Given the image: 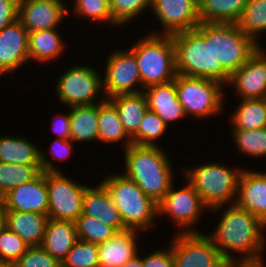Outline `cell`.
<instances>
[{
    "mask_svg": "<svg viewBox=\"0 0 266 267\" xmlns=\"http://www.w3.org/2000/svg\"><path fill=\"white\" fill-rule=\"evenodd\" d=\"M222 218L210 234L214 245L220 250L226 261L232 260H259L262 259V253L265 248V238L263 228L266 227L257 216H254L247 210L239 208L236 204L218 207L211 210L222 209ZM238 252L243 257H233L231 253Z\"/></svg>",
    "mask_w": 266,
    "mask_h": 267,
    "instance_id": "1",
    "label": "cell"
},
{
    "mask_svg": "<svg viewBox=\"0 0 266 267\" xmlns=\"http://www.w3.org/2000/svg\"><path fill=\"white\" fill-rule=\"evenodd\" d=\"M195 30L204 40H211L215 80L223 85L258 51L259 42L246 35L237 23H200Z\"/></svg>",
    "mask_w": 266,
    "mask_h": 267,
    "instance_id": "2",
    "label": "cell"
},
{
    "mask_svg": "<svg viewBox=\"0 0 266 267\" xmlns=\"http://www.w3.org/2000/svg\"><path fill=\"white\" fill-rule=\"evenodd\" d=\"M125 171L143 192L157 204L174 182L172 162L159 146L131 144L124 150Z\"/></svg>",
    "mask_w": 266,
    "mask_h": 267,
    "instance_id": "3",
    "label": "cell"
},
{
    "mask_svg": "<svg viewBox=\"0 0 266 267\" xmlns=\"http://www.w3.org/2000/svg\"><path fill=\"white\" fill-rule=\"evenodd\" d=\"M101 183L108 190L116 205L124 227L141 231L150 228L158 217L157 203L125 174H112Z\"/></svg>",
    "mask_w": 266,
    "mask_h": 267,
    "instance_id": "4",
    "label": "cell"
},
{
    "mask_svg": "<svg viewBox=\"0 0 266 267\" xmlns=\"http://www.w3.org/2000/svg\"><path fill=\"white\" fill-rule=\"evenodd\" d=\"M135 54L143 89L173 81L177 75L171 35L147 34L130 47Z\"/></svg>",
    "mask_w": 266,
    "mask_h": 267,
    "instance_id": "5",
    "label": "cell"
},
{
    "mask_svg": "<svg viewBox=\"0 0 266 267\" xmlns=\"http://www.w3.org/2000/svg\"><path fill=\"white\" fill-rule=\"evenodd\" d=\"M242 170L228 168L222 163H205L183 171L187 181L200 195L210 211L225 205H234L238 180Z\"/></svg>",
    "mask_w": 266,
    "mask_h": 267,
    "instance_id": "6",
    "label": "cell"
},
{
    "mask_svg": "<svg viewBox=\"0 0 266 267\" xmlns=\"http://www.w3.org/2000/svg\"><path fill=\"white\" fill-rule=\"evenodd\" d=\"M177 97L186 117L196 119L215 116L224 107V86L217 80L177 74L175 79Z\"/></svg>",
    "mask_w": 266,
    "mask_h": 267,
    "instance_id": "7",
    "label": "cell"
},
{
    "mask_svg": "<svg viewBox=\"0 0 266 267\" xmlns=\"http://www.w3.org/2000/svg\"><path fill=\"white\" fill-rule=\"evenodd\" d=\"M172 39L177 74L215 80L211 40H204L195 29L176 33L172 35Z\"/></svg>",
    "mask_w": 266,
    "mask_h": 267,
    "instance_id": "8",
    "label": "cell"
},
{
    "mask_svg": "<svg viewBox=\"0 0 266 267\" xmlns=\"http://www.w3.org/2000/svg\"><path fill=\"white\" fill-rule=\"evenodd\" d=\"M48 217L76 221L82 214L83 197L88 185L78 183L61 172H46Z\"/></svg>",
    "mask_w": 266,
    "mask_h": 267,
    "instance_id": "9",
    "label": "cell"
},
{
    "mask_svg": "<svg viewBox=\"0 0 266 267\" xmlns=\"http://www.w3.org/2000/svg\"><path fill=\"white\" fill-rule=\"evenodd\" d=\"M91 66L74 65L60 76L55 91L67 107L96 104L103 91L102 76Z\"/></svg>",
    "mask_w": 266,
    "mask_h": 267,
    "instance_id": "10",
    "label": "cell"
},
{
    "mask_svg": "<svg viewBox=\"0 0 266 267\" xmlns=\"http://www.w3.org/2000/svg\"><path fill=\"white\" fill-rule=\"evenodd\" d=\"M174 235L173 267H224L226 260L208 235L201 232Z\"/></svg>",
    "mask_w": 266,
    "mask_h": 267,
    "instance_id": "11",
    "label": "cell"
},
{
    "mask_svg": "<svg viewBox=\"0 0 266 267\" xmlns=\"http://www.w3.org/2000/svg\"><path fill=\"white\" fill-rule=\"evenodd\" d=\"M157 207L158 217L166 214L171 217L173 224L180 225L181 230L178 233H200L199 230L193 229V225L199 221L200 215L203 214L202 211L208 210L200 195L189 182L179 190L172 184Z\"/></svg>",
    "mask_w": 266,
    "mask_h": 267,
    "instance_id": "12",
    "label": "cell"
},
{
    "mask_svg": "<svg viewBox=\"0 0 266 267\" xmlns=\"http://www.w3.org/2000/svg\"><path fill=\"white\" fill-rule=\"evenodd\" d=\"M106 60L105 74L102 77L103 92L106 99L118 95L128 93L142 92V88L137 89V85H141V77L135 54L130 50H115Z\"/></svg>",
    "mask_w": 266,
    "mask_h": 267,
    "instance_id": "13",
    "label": "cell"
},
{
    "mask_svg": "<svg viewBox=\"0 0 266 267\" xmlns=\"http://www.w3.org/2000/svg\"><path fill=\"white\" fill-rule=\"evenodd\" d=\"M151 10L163 26V33L152 34L172 36L194 30L201 23L198 0H153Z\"/></svg>",
    "mask_w": 266,
    "mask_h": 267,
    "instance_id": "14",
    "label": "cell"
},
{
    "mask_svg": "<svg viewBox=\"0 0 266 267\" xmlns=\"http://www.w3.org/2000/svg\"><path fill=\"white\" fill-rule=\"evenodd\" d=\"M63 0H19L18 20L30 33L40 30L58 29L71 11ZM70 12V13H69Z\"/></svg>",
    "mask_w": 266,
    "mask_h": 267,
    "instance_id": "15",
    "label": "cell"
},
{
    "mask_svg": "<svg viewBox=\"0 0 266 267\" xmlns=\"http://www.w3.org/2000/svg\"><path fill=\"white\" fill-rule=\"evenodd\" d=\"M28 45L29 32L18 19L0 31V76L30 61Z\"/></svg>",
    "mask_w": 266,
    "mask_h": 267,
    "instance_id": "16",
    "label": "cell"
},
{
    "mask_svg": "<svg viewBox=\"0 0 266 267\" xmlns=\"http://www.w3.org/2000/svg\"><path fill=\"white\" fill-rule=\"evenodd\" d=\"M227 85L235 87L240 99L264 98L266 96V58L256 51L230 76Z\"/></svg>",
    "mask_w": 266,
    "mask_h": 267,
    "instance_id": "17",
    "label": "cell"
},
{
    "mask_svg": "<svg viewBox=\"0 0 266 267\" xmlns=\"http://www.w3.org/2000/svg\"><path fill=\"white\" fill-rule=\"evenodd\" d=\"M5 210L48 214L46 172L31 182L19 185L4 196Z\"/></svg>",
    "mask_w": 266,
    "mask_h": 267,
    "instance_id": "18",
    "label": "cell"
},
{
    "mask_svg": "<svg viewBox=\"0 0 266 267\" xmlns=\"http://www.w3.org/2000/svg\"><path fill=\"white\" fill-rule=\"evenodd\" d=\"M32 141L19 136H0V161L9 164H41L42 172H60Z\"/></svg>",
    "mask_w": 266,
    "mask_h": 267,
    "instance_id": "19",
    "label": "cell"
},
{
    "mask_svg": "<svg viewBox=\"0 0 266 267\" xmlns=\"http://www.w3.org/2000/svg\"><path fill=\"white\" fill-rule=\"evenodd\" d=\"M235 204L266 224V173L243 169L238 180Z\"/></svg>",
    "mask_w": 266,
    "mask_h": 267,
    "instance_id": "20",
    "label": "cell"
},
{
    "mask_svg": "<svg viewBox=\"0 0 266 267\" xmlns=\"http://www.w3.org/2000/svg\"><path fill=\"white\" fill-rule=\"evenodd\" d=\"M139 231L117 232L112 238L98 244V267H121L138 254Z\"/></svg>",
    "mask_w": 266,
    "mask_h": 267,
    "instance_id": "21",
    "label": "cell"
},
{
    "mask_svg": "<svg viewBox=\"0 0 266 267\" xmlns=\"http://www.w3.org/2000/svg\"><path fill=\"white\" fill-rule=\"evenodd\" d=\"M82 214L95 217L105 224L112 226L117 232L127 230L112 201L106 187L99 183L97 187H87L83 197Z\"/></svg>",
    "mask_w": 266,
    "mask_h": 267,
    "instance_id": "22",
    "label": "cell"
},
{
    "mask_svg": "<svg viewBox=\"0 0 266 267\" xmlns=\"http://www.w3.org/2000/svg\"><path fill=\"white\" fill-rule=\"evenodd\" d=\"M145 90V91H144ZM143 90L149 110L154 111L165 124L186 117L182 104L177 97L175 81L152 85Z\"/></svg>",
    "mask_w": 266,
    "mask_h": 267,
    "instance_id": "23",
    "label": "cell"
},
{
    "mask_svg": "<svg viewBox=\"0 0 266 267\" xmlns=\"http://www.w3.org/2000/svg\"><path fill=\"white\" fill-rule=\"evenodd\" d=\"M48 219L46 214L15 210L4 211V225L21 237L30 247L41 246Z\"/></svg>",
    "mask_w": 266,
    "mask_h": 267,
    "instance_id": "24",
    "label": "cell"
},
{
    "mask_svg": "<svg viewBox=\"0 0 266 267\" xmlns=\"http://www.w3.org/2000/svg\"><path fill=\"white\" fill-rule=\"evenodd\" d=\"M77 240V229L74 221L49 218L41 246L53 258L62 263Z\"/></svg>",
    "mask_w": 266,
    "mask_h": 267,
    "instance_id": "25",
    "label": "cell"
},
{
    "mask_svg": "<svg viewBox=\"0 0 266 267\" xmlns=\"http://www.w3.org/2000/svg\"><path fill=\"white\" fill-rule=\"evenodd\" d=\"M107 100L117 110L124 129L132 138L138 132L141 120L148 110L143 91L139 93L118 94Z\"/></svg>",
    "mask_w": 266,
    "mask_h": 267,
    "instance_id": "26",
    "label": "cell"
},
{
    "mask_svg": "<svg viewBox=\"0 0 266 267\" xmlns=\"http://www.w3.org/2000/svg\"><path fill=\"white\" fill-rule=\"evenodd\" d=\"M93 105L69 107L70 139L73 142H92L98 140V103Z\"/></svg>",
    "mask_w": 266,
    "mask_h": 267,
    "instance_id": "27",
    "label": "cell"
},
{
    "mask_svg": "<svg viewBox=\"0 0 266 267\" xmlns=\"http://www.w3.org/2000/svg\"><path fill=\"white\" fill-rule=\"evenodd\" d=\"M247 0H198L201 23H237Z\"/></svg>",
    "mask_w": 266,
    "mask_h": 267,
    "instance_id": "28",
    "label": "cell"
},
{
    "mask_svg": "<svg viewBox=\"0 0 266 267\" xmlns=\"http://www.w3.org/2000/svg\"><path fill=\"white\" fill-rule=\"evenodd\" d=\"M65 43L57 29L40 30L29 33V60L40 63L54 61L62 55Z\"/></svg>",
    "mask_w": 266,
    "mask_h": 267,
    "instance_id": "29",
    "label": "cell"
},
{
    "mask_svg": "<svg viewBox=\"0 0 266 267\" xmlns=\"http://www.w3.org/2000/svg\"><path fill=\"white\" fill-rule=\"evenodd\" d=\"M125 139V140H123ZM98 140L105 143L123 141L125 150L132 143L115 107L106 99L98 103Z\"/></svg>",
    "mask_w": 266,
    "mask_h": 267,
    "instance_id": "30",
    "label": "cell"
},
{
    "mask_svg": "<svg viewBox=\"0 0 266 267\" xmlns=\"http://www.w3.org/2000/svg\"><path fill=\"white\" fill-rule=\"evenodd\" d=\"M230 123L233 129H260L266 127V107L263 98L240 99Z\"/></svg>",
    "mask_w": 266,
    "mask_h": 267,
    "instance_id": "31",
    "label": "cell"
},
{
    "mask_svg": "<svg viewBox=\"0 0 266 267\" xmlns=\"http://www.w3.org/2000/svg\"><path fill=\"white\" fill-rule=\"evenodd\" d=\"M42 173L41 164H9L0 161V195L31 182Z\"/></svg>",
    "mask_w": 266,
    "mask_h": 267,
    "instance_id": "32",
    "label": "cell"
},
{
    "mask_svg": "<svg viewBox=\"0 0 266 267\" xmlns=\"http://www.w3.org/2000/svg\"><path fill=\"white\" fill-rule=\"evenodd\" d=\"M237 25L246 35L258 42V33L266 32V0H247Z\"/></svg>",
    "mask_w": 266,
    "mask_h": 267,
    "instance_id": "33",
    "label": "cell"
},
{
    "mask_svg": "<svg viewBox=\"0 0 266 267\" xmlns=\"http://www.w3.org/2000/svg\"><path fill=\"white\" fill-rule=\"evenodd\" d=\"M236 148L245 155L266 157V127L260 129H232Z\"/></svg>",
    "mask_w": 266,
    "mask_h": 267,
    "instance_id": "34",
    "label": "cell"
},
{
    "mask_svg": "<svg viewBox=\"0 0 266 267\" xmlns=\"http://www.w3.org/2000/svg\"><path fill=\"white\" fill-rule=\"evenodd\" d=\"M78 239L91 242L102 243L112 238L117 231L103 221L81 214L75 221Z\"/></svg>",
    "mask_w": 266,
    "mask_h": 267,
    "instance_id": "35",
    "label": "cell"
},
{
    "mask_svg": "<svg viewBox=\"0 0 266 267\" xmlns=\"http://www.w3.org/2000/svg\"><path fill=\"white\" fill-rule=\"evenodd\" d=\"M168 125L152 110H147L139 125L138 132L132 137V143L140 146H158V139Z\"/></svg>",
    "mask_w": 266,
    "mask_h": 267,
    "instance_id": "36",
    "label": "cell"
},
{
    "mask_svg": "<svg viewBox=\"0 0 266 267\" xmlns=\"http://www.w3.org/2000/svg\"><path fill=\"white\" fill-rule=\"evenodd\" d=\"M98 244L78 239L61 267H98Z\"/></svg>",
    "mask_w": 266,
    "mask_h": 267,
    "instance_id": "37",
    "label": "cell"
},
{
    "mask_svg": "<svg viewBox=\"0 0 266 267\" xmlns=\"http://www.w3.org/2000/svg\"><path fill=\"white\" fill-rule=\"evenodd\" d=\"M73 13L97 22H107L112 27L119 25L110 12V0H74Z\"/></svg>",
    "mask_w": 266,
    "mask_h": 267,
    "instance_id": "38",
    "label": "cell"
},
{
    "mask_svg": "<svg viewBox=\"0 0 266 267\" xmlns=\"http://www.w3.org/2000/svg\"><path fill=\"white\" fill-rule=\"evenodd\" d=\"M153 0H110V12L114 21L123 26L137 18L146 8H152Z\"/></svg>",
    "mask_w": 266,
    "mask_h": 267,
    "instance_id": "39",
    "label": "cell"
},
{
    "mask_svg": "<svg viewBox=\"0 0 266 267\" xmlns=\"http://www.w3.org/2000/svg\"><path fill=\"white\" fill-rule=\"evenodd\" d=\"M30 246L5 225L0 227V261L15 263Z\"/></svg>",
    "mask_w": 266,
    "mask_h": 267,
    "instance_id": "40",
    "label": "cell"
},
{
    "mask_svg": "<svg viewBox=\"0 0 266 267\" xmlns=\"http://www.w3.org/2000/svg\"><path fill=\"white\" fill-rule=\"evenodd\" d=\"M14 267H61L42 246H32L14 263Z\"/></svg>",
    "mask_w": 266,
    "mask_h": 267,
    "instance_id": "41",
    "label": "cell"
},
{
    "mask_svg": "<svg viewBox=\"0 0 266 267\" xmlns=\"http://www.w3.org/2000/svg\"><path fill=\"white\" fill-rule=\"evenodd\" d=\"M168 249L156 250L142 258L143 267H173V254L171 244Z\"/></svg>",
    "mask_w": 266,
    "mask_h": 267,
    "instance_id": "42",
    "label": "cell"
},
{
    "mask_svg": "<svg viewBox=\"0 0 266 267\" xmlns=\"http://www.w3.org/2000/svg\"><path fill=\"white\" fill-rule=\"evenodd\" d=\"M19 0H0V31L18 19Z\"/></svg>",
    "mask_w": 266,
    "mask_h": 267,
    "instance_id": "43",
    "label": "cell"
},
{
    "mask_svg": "<svg viewBox=\"0 0 266 267\" xmlns=\"http://www.w3.org/2000/svg\"><path fill=\"white\" fill-rule=\"evenodd\" d=\"M73 141L71 139L64 140L61 138H56V140L51 145V154L53 158H57L59 160L68 158L72 152Z\"/></svg>",
    "mask_w": 266,
    "mask_h": 267,
    "instance_id": "44",
    "label": "cell"
},
{
    "mask_svg": "<svg viewBox=\"0 0 266 267\" xmlns=\"http://www.w3.org/2000/svg\"><path fill=\"white\" fill-rule=\"evenodd\" d=\"M53 119L55 123L52 125V131L61 139H70V112L67 115L59 114Z\"/></svg>",
    "mask_w": 266,
    "mask_h": 267,
    "instance_id": "45",
    "label": "cell"
},
{
    "mask_svg": "<svg viewBox=\"0 0 266 267\" xmlns=\"http://www.w3.org/2000/svg\"><path fill=\"white\" fill-rule=\"evenodd\" d=\"M224 267H266L263 258L259 260H232L226 261Z\"/></svg>",
    "mask_w": 266,
    "mask_h": 267,
    "instance_id": "46",
    "label": "cell"
},
{
    "mask_svg": "<svg viewBox=\"0 0 266 267\" xmlns=\"http://www.w3.org/2000/svg\"><path fill=\"white\" fill-rule=\"evenodd\" d=\"M121 267H143L142 258L137 254L128 262L124 263Z\"/></svg>",
    "mask_w": 266,
    "mask_h": 267,
    "instance_id": "47",
    "label": "cell"
},
{
    "mask_svg": "<svg viewBox=\"0 0 266 267\" xmlns=\"http://www.w3.org/2000/svg\"><path fill=\"white\" fill-rule=\"evenodd\" d=\"M4 211H5L4 196L0 195V227L4 225Z\"/></svg>",
    "mask_w": 266,
    "mask_h": 267,
    "instance_id": "48",
    "label": "cell"
},
{
    "mask_svg": "<svg viewBox=\"0 0 266 267\" xmlns=\"http://www.w3.org/2000/svg\"><path fill=\"white\" fill-rule=\"evenodd\" d=\"M0 267H14V263L6 262V261H0Z\"/></svg>",
    "mask_w": 266,
    "mask_h": 267,
    "instance_id": "49",
    "label": "cell"
},
{
    "mask_svg": "<svg viewBox=\"0 0 266 267\" xmlns=\"http://www.w3.org/2000/svg\"><path fill=\"white\" fill-rule=\"evenodd\" d=\"M258 51L266 58V51H264V48L262 49V47L260 46V44L258 46Z\"/></svg>",
    "mask_w": 266,
    "mask_h": 267,
    "instance_id": "50",
    "label": "cell"
},
{
    "mask_svg": "<svg viewBox=\"0 0 266 267\" xmlns=\"http://www.w3.org/2000/svg\"><path fill=\"white\" fill-rule=\"evenodd\" d=\"M263 101H264V104H265V107H266V96L263 98Z\"/></svg>",
    "mask_w": 266,
    "mask_h": 267,
    "instance_id": "51",
    "label": "cell"
}]
</instances>
